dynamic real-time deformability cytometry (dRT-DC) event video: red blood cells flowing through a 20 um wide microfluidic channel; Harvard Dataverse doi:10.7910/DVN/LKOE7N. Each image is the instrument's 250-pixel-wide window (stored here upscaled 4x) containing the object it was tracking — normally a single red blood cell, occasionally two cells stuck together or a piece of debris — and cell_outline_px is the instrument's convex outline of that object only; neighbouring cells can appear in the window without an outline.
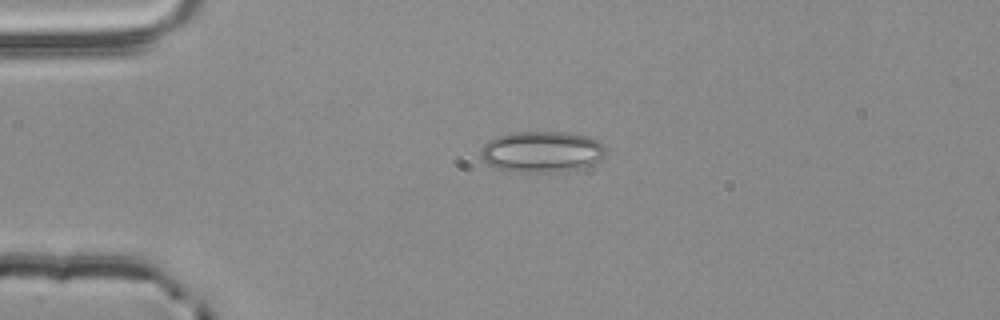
{"species": "common noctule bat (a hibernating species)", "species_latin": "Nyctalus noctula", "temperature_condition": "room temperature", "stored_images_in_passage": 2, "camera_frame_rate_fps": 3000, "um_per_image_px": 0.085, "animal": {"sex": "male", "body_mass_g": 20.4}, "frame": {"image": 1, "passage_image": 1, "time_ms": 0.0, "image_size_px": [1000, 320], "cell_outline_px": [[604, 156], [600, 160], [584, 168], [552, 172], [516, 172], [496, 168], [488, 164], [480, 156], [480, 152], [484, 144], [488, 140], [512, 132], [564, 132], [588, 136], [596, 140], [604, 148]], "centroid_in_image_um": [46.04, 12.9], "position_along_channel_um": 39.0, "area_um2": 29.88}}
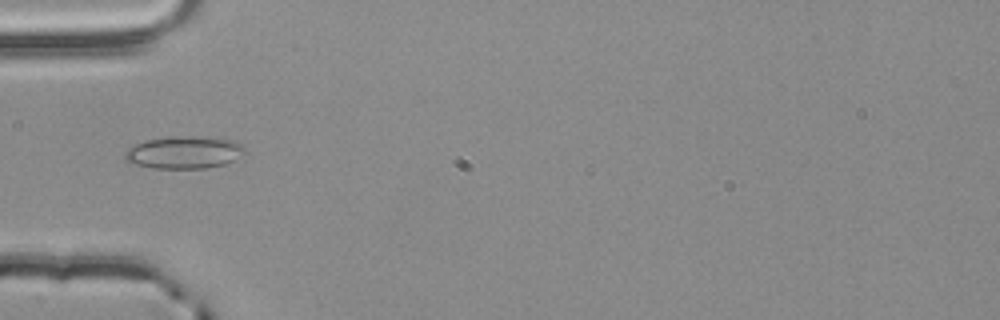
{"frame": {"image": 2, "passage_image": 2, "time_ms": 0.333, "image_size_px": [1000, 320], "cell_outline_px": [[244, 152], [232, 160], [224, 164], [204, 168], [152, 168], [128, 164], [124, 160], [124, 152], [128, 148], [136, 144], [148, 140], [176, 136], [216, 136], [236, 140], [244, 148]], "centroid_in_image_um": [15.61, 12.94], "position_along_channel_um": 69.4, "area_um2": 22.89}}